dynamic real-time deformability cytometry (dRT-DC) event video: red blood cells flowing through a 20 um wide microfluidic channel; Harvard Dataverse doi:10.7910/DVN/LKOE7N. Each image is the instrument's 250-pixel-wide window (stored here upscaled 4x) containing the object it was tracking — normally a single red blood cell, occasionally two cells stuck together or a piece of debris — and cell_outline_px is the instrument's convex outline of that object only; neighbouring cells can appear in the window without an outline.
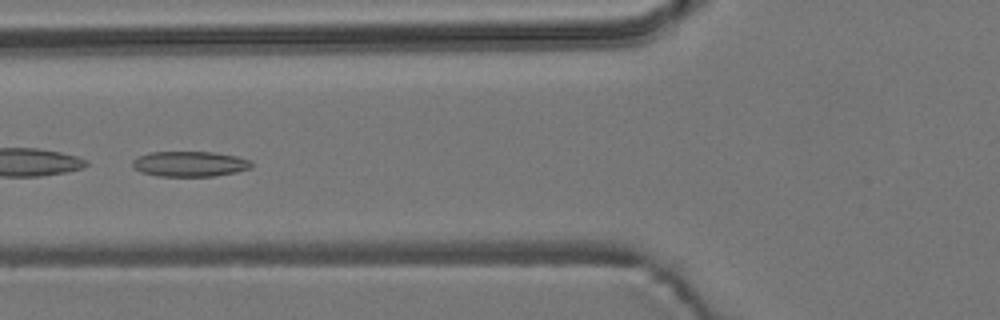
{"species": "common noctule bat (a hibernating species)", "species_latin": "Nyctalus noctula", "temperature_condition": "room temperature", "stored_images_in_passage": 8, "camera_frame_rate_fps": 3000, "um_per_image_px": 0.085, "animal": {"sex": "male", "body_mass_g": 19.2, "forearm_length_mm": 51.8}, "frame": {"image": 1, "passage_image": 6, "time_ms": 5.667, "image_size_px": [1000, 320], "cell_outline_px": [[252, 168], [236, 172], [212, 176], [156, 176], [140, 172], [132, 168], [132, 160], [136, 156], [148, 152], [212, 152], [236, 156], [252, 160]], "centroid_in_image_um": [16.09, 13.93], "position_along_channel_um": 109.7, "area_um2": 17.8}}
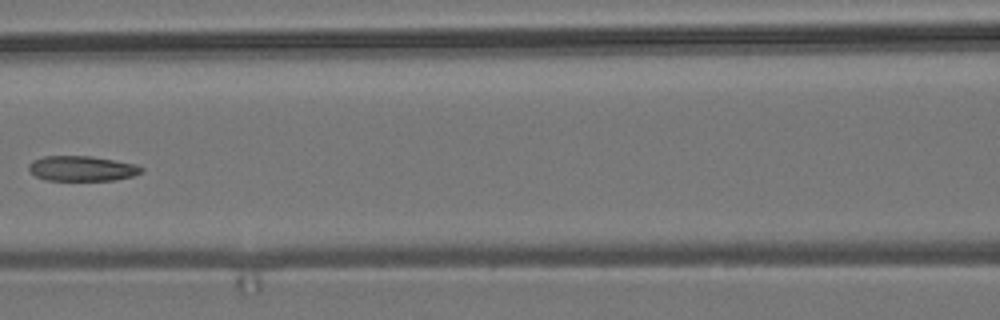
{"frame": {"image": 2, "passage_image": 7, "time_ms": 7.0, "image_size_px": [1000, 320], "cell_outline_px": [[144, 172], [132, 176], [116, 180], [44, 180], [36, 176], [28, 168], [28, 164], [32, 160], [44, 156], [92, 156], [136, 164], [144, 168]], "centroid_in_image_um": [6.98, 14.32], "position_along_channel_um": 159.6, "area_um2": 16.59}}
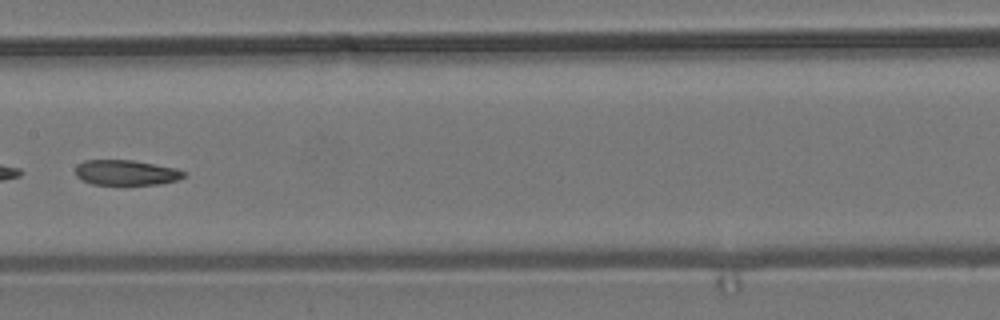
{"frame": {"image": 3, "passage_image": 8, "time_ms": 8.0, "image_size_px": [1000, 320], "cell_outline_px": [[184, 176], [176, 180], [160, 184], [92, 184], [76, 176], [76, 168], [84, 160], [132, 160], [176, 168], [184, 172]], "centroid_in_image_um": [10.72, 14.66], "position_along_channel_um": 196.7, "area_um2": 15.61}}